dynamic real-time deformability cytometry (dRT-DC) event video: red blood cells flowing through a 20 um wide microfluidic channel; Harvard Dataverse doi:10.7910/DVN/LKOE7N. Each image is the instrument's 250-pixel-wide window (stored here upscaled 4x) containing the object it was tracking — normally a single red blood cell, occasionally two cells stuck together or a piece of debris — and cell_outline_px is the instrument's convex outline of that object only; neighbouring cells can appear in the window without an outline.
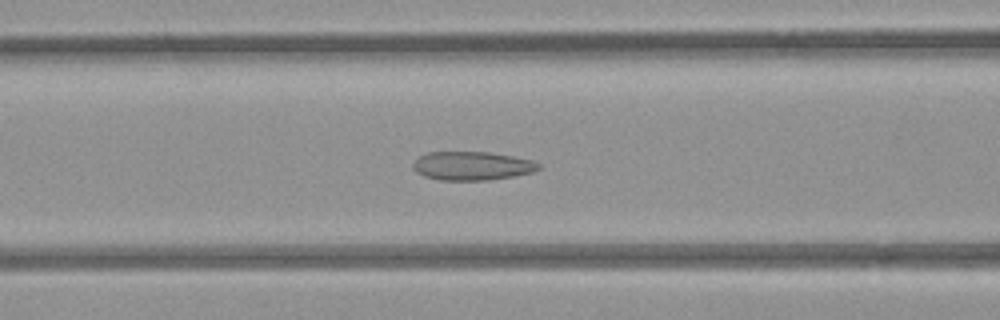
{"species": "common noctule bat (a hibernating species)", "species_latin": "Nyctalus noctula", "temperature_condition": "room temperature", "stored_images_in_passage": 37, "camera_frame_rate_fps": 3000, "um_per_image_px": 0.085, "animal": {"sex": "female", "body_mass_g": 21.9}, "frame": {"image": 1, "passage_image": 6, "time_ms": 1.667, "image_size_px": [1000, 320], "cell_outline_px": [[540, 168], [532, 172], [512, 176], [488, 180], [440, 180], [424, 176], [416, 172], [412, 168], [412, 164], [420, 156], [428, 152], [488, 152], [512, 156], [532, 160], [540, 164]], "centroid_in_image_um": [40.1, 14.1], "position_along_channel_um": 126.5, "area_um2": 20.87}}
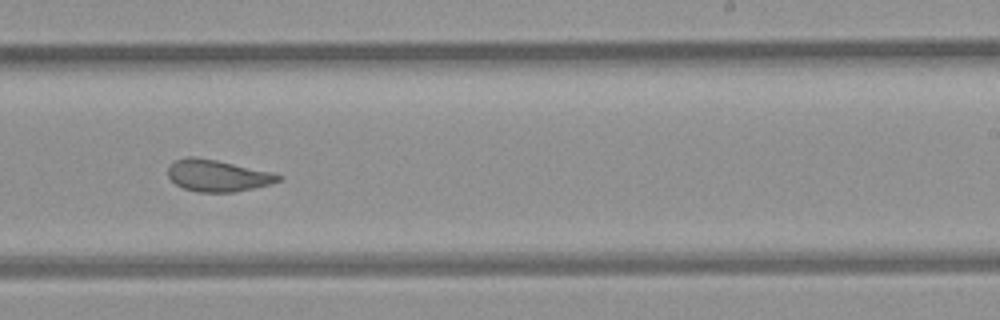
{"frame": {"image": 2, "passage_image": 17, "time_ms": 5.333, "image_size_px": [1000, 320], "cell_outline_px": [[284, 176], [280, 180], [272, 184], [236, 192], [196, 192], [184, 188], [176, 184], [168, 176], [168, 168], [176, 160], [188, 156], [192, 156], [216, 160], [272, 172]], "centroid_in_image_um": [18.52, 14.94], "position_along_channel_um": 270.5, "area_um2": 20.35}}
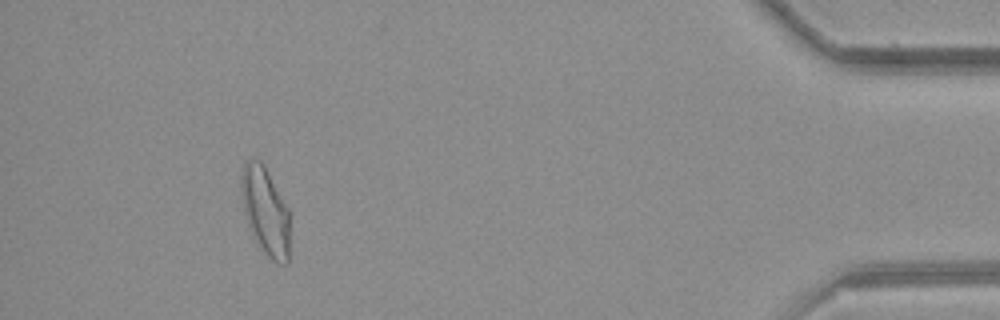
{"frame": {"image": 3, "passage_image": 33, "time_ms": 10.667, "image_size_px": [1000, 320], "cell_outline_px": [[288, 264], [276, 264], [256, 244], [244, 212], [240, 192], [240, 176], [244, 160], [252, 156], [260, 160], [264, 164], [288, 208]], "centroid_in_image_um": [22.51, 17.88], "position_along_channel_um": 412.7, "area_um2": 25.14}, "authors_computed_cell_mechanics": {"area_um2": 21.097, "velocity_mm_per_s": 3.9292, "shape_relaxation_time_tau1_ms": null, "shape_relaxation_time_tau2_ms": 1.5607, "deformation_change_tau1": null, "deformation_change_tau2": 0.0923}}